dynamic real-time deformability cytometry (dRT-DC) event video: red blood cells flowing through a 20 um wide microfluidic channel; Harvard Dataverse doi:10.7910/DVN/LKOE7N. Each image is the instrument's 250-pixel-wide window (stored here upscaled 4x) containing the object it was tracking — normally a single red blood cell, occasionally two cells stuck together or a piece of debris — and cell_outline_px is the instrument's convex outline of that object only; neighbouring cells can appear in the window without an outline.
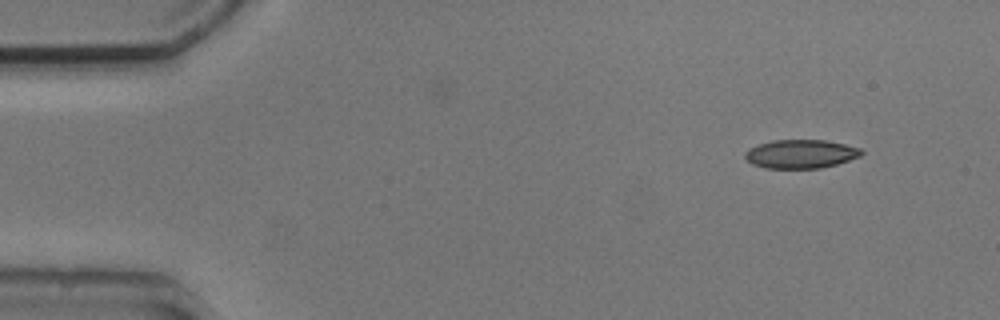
{"species": "common noctule bat (a hibernating species)", "species_latin": "Nyctalus noctula", "temperature_condition": "cold", "stored_images_in_passage": 3, "camera_frame_rate_fps": 3000, "um_per_image_px": 0.085, "animal": {"sex": "male", "body_mass_g": 20.5, "forearm_length_mm": 52.5}, "frame": {"image": 1, "passage_image": 1, "time_ms": 0.0, "image_size_px": [1000, 320], "cell_outline_px": [[864, 152], [860, 156], [836, 164], [820, 168], [764, 168], [752, 164], [744, 156], [744, 152], [748, 148], [772, 140], [824, 140], [844, 144], [860, 148]], "centroid_in_image_um": [68.04, 13.08], "position_along_channel_um": 17.0, "area_um2": 19.36}}
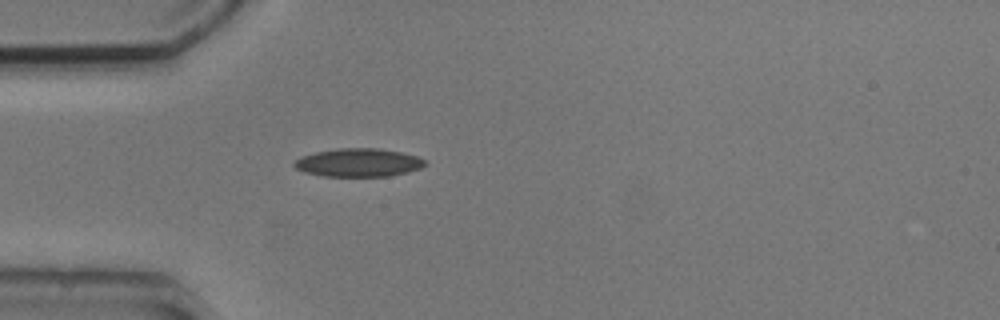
{"frame": {"image": 2, "passage_image": 3, "time_ms": 3.333, "image_size_px": [1000, 320], "cell_outline_px": [[428, 164], [420, 168], [408, 172], [388, 176], [324, 176], [304, 172], [296, 168], [292, 164], [292, 160], [300, 156], [316, 152], [340, 148], [376, 148], [400, 152], [416, 156], [424, 160]], "centroid_in_image_um": [30.43, 13.82], "position_along_channel_um": 54.6, "area_um2": 21.56}}